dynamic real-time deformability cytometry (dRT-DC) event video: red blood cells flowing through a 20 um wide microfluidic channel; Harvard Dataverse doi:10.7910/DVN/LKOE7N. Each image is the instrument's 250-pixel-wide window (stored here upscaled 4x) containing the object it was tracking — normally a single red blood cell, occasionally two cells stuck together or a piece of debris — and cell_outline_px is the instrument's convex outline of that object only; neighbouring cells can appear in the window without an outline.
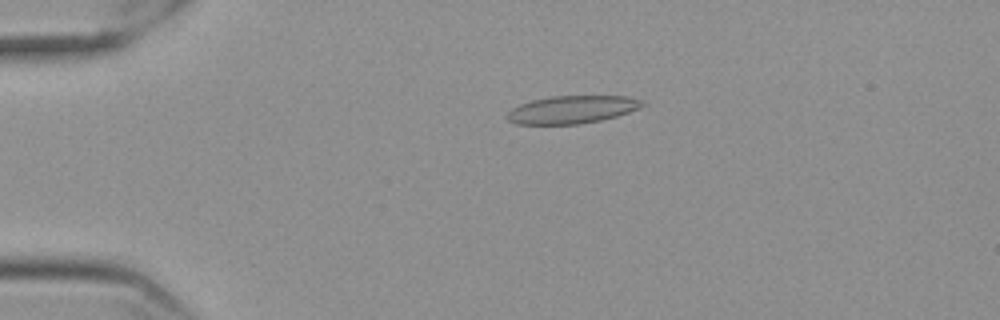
{"species": "Egyptian fruit bat (a non-hibernating species)", "species_latin": "Rousettus aegyptiacus", "temperature_condition": "cold", "stored_images_in_passage": 47, "camera_frame_rate_fps": 3000, "um_per_image_px": 0.085, "frame": {"image": 1, "passage_image": 3, "time_ms": 0.667, "image_size_px": [1000, 320], "cell_outline_px": [[648, 104], [640, 108], [616, 116], [600, 120], [580, 124], [516, 124], [508, 120], [504, 116], [512, 108], [520, 104], [532, 100], [552, 96], [628, 96], [644, 100]], "centroid_in_image_um": [48.65, 9.31], "position_along_channel_um": 36.4, "area_um2": 22.02}}
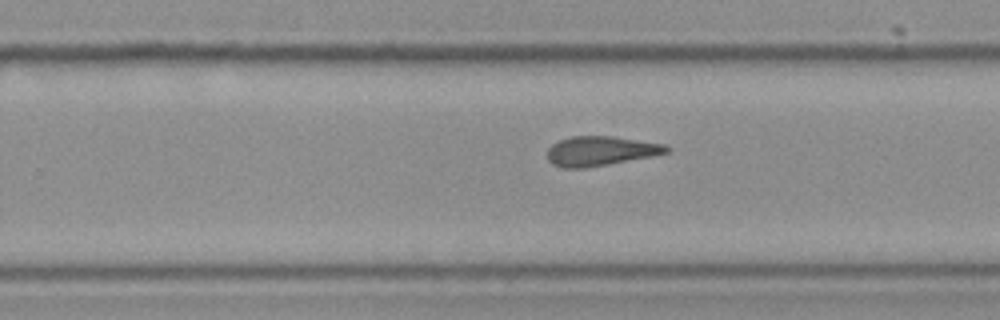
{"frame": {"image": 2, "passage_image": 27, "time_ms": 8.667, "image_size_px": [1000, 320], "cell_outline_px": [[672, 148], [668, 152], [652, 156], [608, 164], [584, 168], [564, 168], [552, 164], [548, 160], [548, 148], [552, 144], [560, 140], [572, 136], [612, 136], [664, 144]], "centroid_in_image_um": [51.04, 12.83], "position_along_channel_um": 278.8, "area_um2": 20.4}}
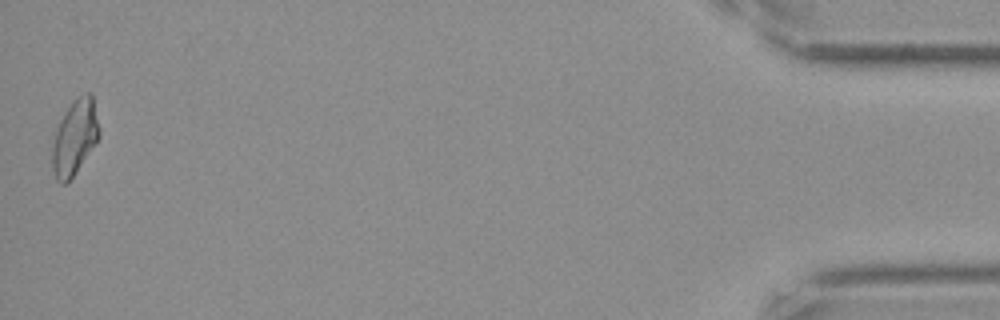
{"frame": {"image": 3, "passage_image": 47, "time_ms": 15.333, "image_size_px": [1000, 320], "cell_outline_px": [[100, 136], [72, 176], [64, 184], [60, 184], [56, 180], [52, 168], [52, 148], [56, 132], [60, 120], [64, 112], [84, 92], [92, 92], [100, 128]], "centroid_in_image_um": [6.36, 11.65], "position_along_channel_um": 428.8, "area_um2": 20.11}, "authors_computed_cell_mechanics": {"area_um2": 20.5768, "velocity_mm_per_s": 3.5673, "shape_relaxation_time_tau1_ms": null, "shape_relaxation_time_tau2_ms": 2.4132, "deformation_change_tau1": null, "deformation_change_tau2": 0.1035}}